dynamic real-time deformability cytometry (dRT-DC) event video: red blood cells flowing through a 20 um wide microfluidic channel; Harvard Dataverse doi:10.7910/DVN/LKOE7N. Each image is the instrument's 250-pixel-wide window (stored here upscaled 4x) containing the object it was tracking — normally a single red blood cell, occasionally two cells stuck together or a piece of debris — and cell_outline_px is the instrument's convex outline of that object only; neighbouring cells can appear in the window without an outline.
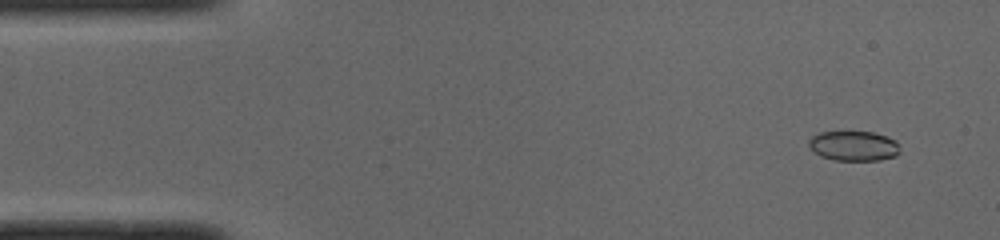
{"species": "common noctule bat (a hibernating species)", "species_latin": "Nyctalus noctula", "temperature_condition": "cold", "stored_images_in_passage": 12, "camera_frame_rate_fps": 3000, "um_per_image_px": 0.085, "animal": {"sex": "male", "body_mass_g": 19.0, "forearm_length_mm": 50.8}, "frame": {"image": 1, "passage_image": 4, "time_ms": 1.0, "image_size_px": [1000, 240], "cell_outline_px": [[900, 152], [896, 156], [880, 160], [832, 160], [820, 156], [808, 144], [808, 140], [812, 136], [820, 132], [840, 128], [872, 132], [888, 136], [896, 140]], "centroid_in_image_um": [72.55, 12.34], "position_along_channel_um": 12.5, "area_um2": 16.65}}